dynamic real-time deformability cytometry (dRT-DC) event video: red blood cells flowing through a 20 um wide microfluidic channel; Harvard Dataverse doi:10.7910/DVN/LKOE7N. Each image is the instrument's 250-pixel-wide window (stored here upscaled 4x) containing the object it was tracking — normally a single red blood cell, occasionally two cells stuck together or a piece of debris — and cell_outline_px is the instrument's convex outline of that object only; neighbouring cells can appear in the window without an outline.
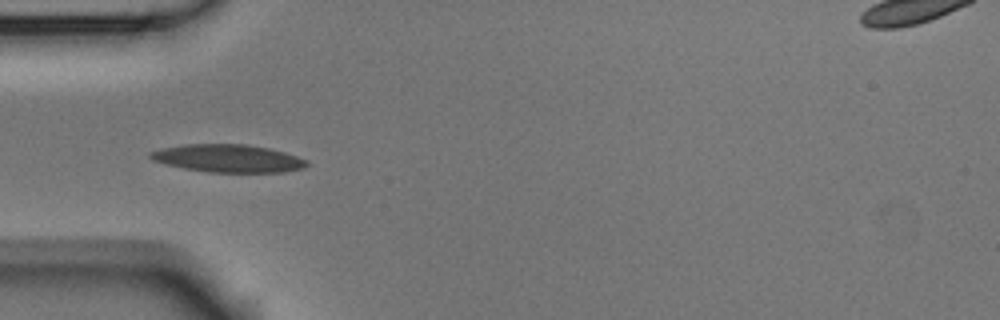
{"species": "Egyptian fruit bat (a non-hibernating species)", "species_latin": "Rousettus aegyptiacus", "temperature_condition": "room temperature", "stored_images_in_passage": 9, "camera_frame_rate_fps": 3000, "um_per_image_px": 0.085, "animal": {"sex": "male"}, "frame": {"image": 1, "passage_image": 4, "time_ms": 1.0, "image_size_px": [1000, 320], "cell_outline_px": [[308, 164], [304, 168], [284, 172], [208, 172], [184, 168], [164, 164], [152, 160], [148, 156], [148, 152], [160, 148], [184, 144], [248, 144], [268, 148], [284, 152], [308, 160]], "centroid_in_image_um": [19.35, 13.46], "position_along_channel_um": 65.6, "area_um2": 25.49}}
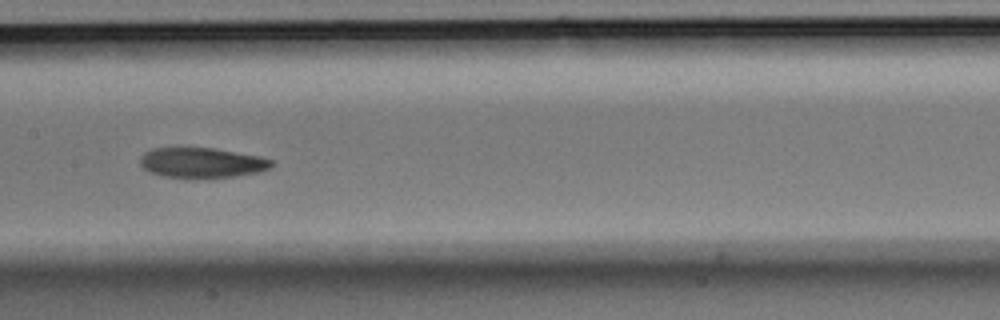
{"frame": {"image": 2, "passage_image": 7, "time_ms": 2.0, "image_size_px": [1000, 320], "cell_outline_px": [[276, 164], [260, 172], [232, 176], [160, 176], [148, 172], [140, 164], [140, 156], [144, 152], [152, 148], [212, 148], [260, 156], [272, 160]], "centroid_in_image_um": [17.14, 13.8], "position_along_channel_um": 190.3, "area_um2": 22.6}}
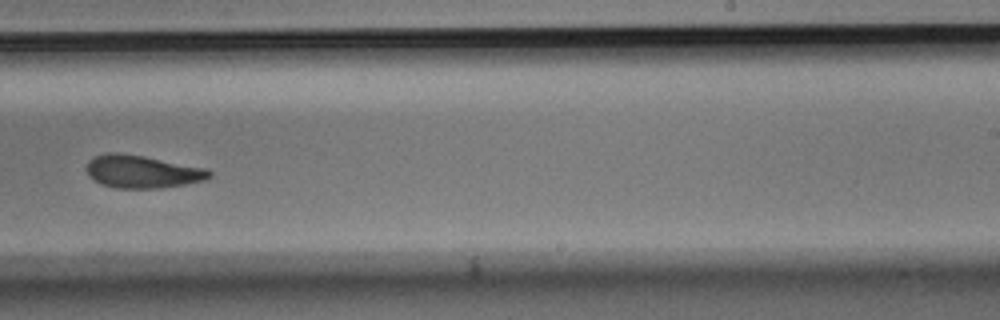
{"frame": {"image": 3, "passage_image": 9, "time_ms": 2.667, "image_size_px": [1000, 320], "cell_outline_px": [[212, 176], [208, 180], [160, 188], [116, 188], [100, 184], [88, 176], [88, 160], [104, 152], [116, 152], [144, 156], [208, 168], [212, 172]], "centroid_in_image_um": [12.12, 14.58], "position_along_channel_um": 276.9, "area_um2": 23.64}}